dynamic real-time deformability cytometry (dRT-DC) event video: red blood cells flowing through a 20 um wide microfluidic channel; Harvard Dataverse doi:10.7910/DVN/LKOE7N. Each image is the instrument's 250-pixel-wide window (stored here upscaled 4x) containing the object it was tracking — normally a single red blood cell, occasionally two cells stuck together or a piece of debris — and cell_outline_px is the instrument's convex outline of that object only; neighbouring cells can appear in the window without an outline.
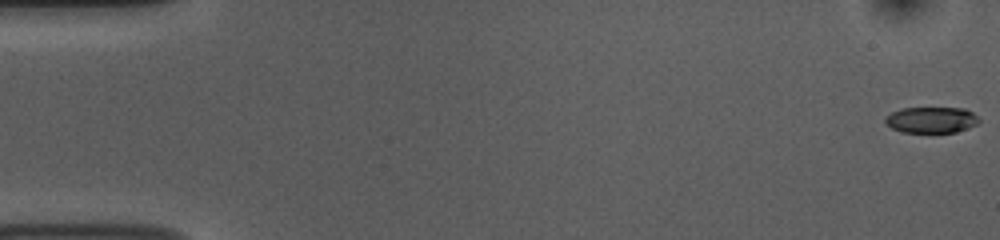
{"species": "common noctule bat (a hibernating species)", "species_latin": "Nyctalus noctula", "temperature_condition": "room temperature", "stored_images_in_passage": 54, "camera_frame_rate_fps": 3000, "um_per_image_px": 0.085, "animal": {"sex": "female", "body_mass_g": 10.0, "forearm_length_mm": 53.1}, "frame": {"image": 1, "passage_image": 1, "time_ms": 0.0, "image_size_px": [1000, 240], "cell_outline_px": [[980, 120], [976, 124], [968, 128], [956, 132], [900, 132], [892, 128], [884, 120], [892, 112], [900, 108], [964, 108], [972, 112]], "centroid_in_image_um": [79.17, 10.19], "position_along_channel_um": 5.8, "area_um2": 14.1}}
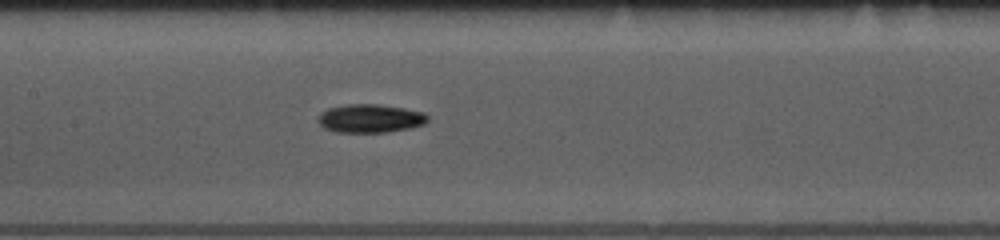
{"frame": {"image": 2, "passage_image": 26, "time_ms": 8.333, "image_size_px": [1000, 240], "cell_outline_px": [[428, 120], [424, 124], [408, 128], [388, 132], [336, 132], [324, 128], [316, 120], [320, 112], [328, 108], [344, 104], [380, 104], [404, 108], [424, 112], [428, 116]], "centroid_in_image_um": [31.43, 10.05], "position_along_channel_um": 176.0, "area_um2": 18.32}}
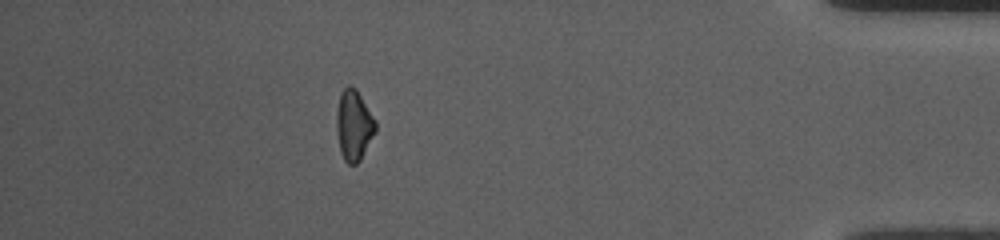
{"frame": {"image": 3, "passage_image": 48, "time_ms": 15.667, "image_size_px": [1000, 240], "cell_outline_px": [[376, 132], [360, 160], [356, 164], [348, 164], [344, 160], [340, 152], [336, 132], [336, 112], [340, 92], [348, 84], [356, 88], [376, 120]], "centroid_in_image_um": [30.06, 10.63], "position_along_channel_um": 405.1, "area_um2": 16.3}, "authors_computed_cell_mechanics": {"area_um2": 16.2996, "velocity_mm_per_s": 3.7619, "shape_relaxation_time_tau1_ms": 2.6485, "shape_relaxation_time_tau2_ms": null, "deformation_change_tau1": 0.1015, "deformation_change_tau2": null}}